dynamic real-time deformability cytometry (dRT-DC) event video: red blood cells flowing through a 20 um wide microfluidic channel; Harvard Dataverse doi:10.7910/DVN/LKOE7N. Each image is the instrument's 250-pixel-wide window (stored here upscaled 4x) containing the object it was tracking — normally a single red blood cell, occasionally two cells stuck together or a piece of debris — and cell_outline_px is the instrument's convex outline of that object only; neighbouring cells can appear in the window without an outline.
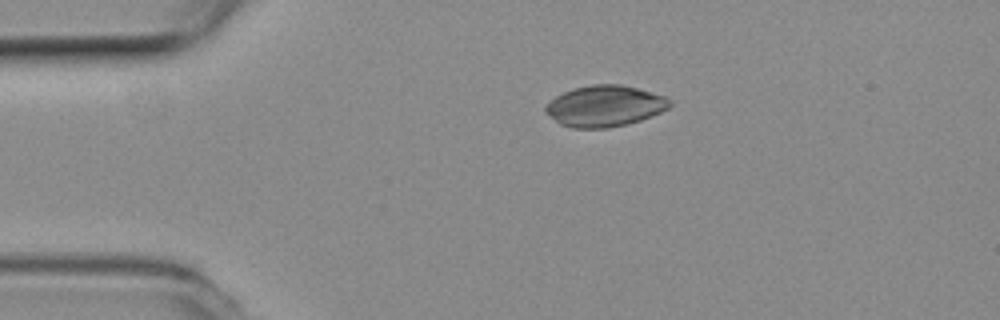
{"species": "common noctule bat (a hibernating species)", "species_latin": "Nyctalus noctula", "temperature_condition": "room temperature", "stored_images_in_passage": 54, "camera_frame_rate_fps": 3000, "um_per_image_px": 0.085, "animal": {"sex": "female", "body_mass_g": 19.3, "forearm_length_mm": 54.1}, "frame": {"image": 1, "passage_image": 11, "time_ms": 3.333, "image_size_px": [1000, 320], "cell_outline_px": [[672, 104], [668, 108], [652, 116], [640, 120], [624, 124], [604, 128], [572, 128], [560, 124], [544, 112], [544, 108], [556, 96], [572, 88], [592, 84], [620, 84], [636, 88], [664, 96], [672, 100]], "centroid_in_image_um": [51.39, 9.01], "position_along_channel_um": 33.6, "area_um2": 29.59}}
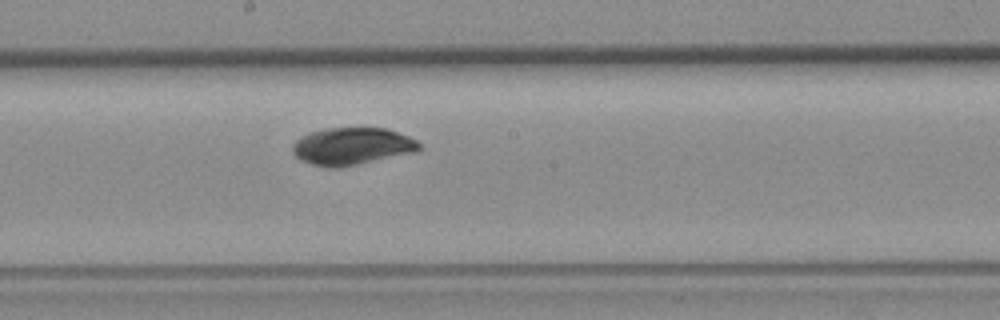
{"frame": {"image": 2, "passage_image": 29, "time_ms": 9.333, "image_size_px": [1000, 320], "cell_outline_px": [[424, 148], [412, 152], [356, 164], [336, 168], [332, 168], [312, 164], [300, 160], [292, 152], [292, 148], [296, 140], [300, 136], [308, 132], [324, 128], [388, 128], [408, 136], [416, 140]], "centroid_in_image_um": [29.89, 12.41], "position_along_channel_um": 218.3, "area_um2": 27.34}}
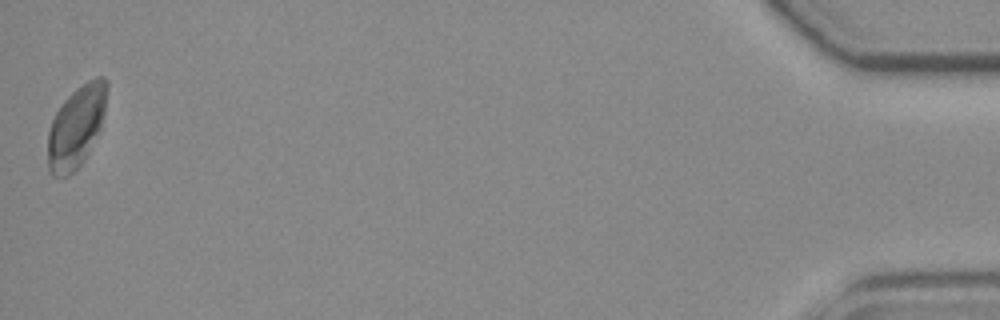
{"frame": {"image": 3, "passage_image": 54, "time_ms": 17.667, "image_size_px": [1000, 320], "cell_outline_px": [[108, 88], [104, 116], [100, 128], [84, 160], [68, 176], [52, 176], [48, 168], [48, 132], [52, 120], [56, 112], [64, 100], [76, 88], [88, 80], [96, 76], [104, 76], [108, 80]], "centroid_in_image_um": [6.5, 10.72], "position_along_channel_um": 428.7, "area_um2": 28.15}, "authors_computed_cell_mechanics": {"area_um2": 28.0619, "velocity_mm_per_s": 3.7482, "shape_relaxation_time_tau1_ms": 6.5206, "shape_relaxation_time_tau2_ms": null, "deformation_change_tau1": 0.1962, "deformation_change_tau2": null}}